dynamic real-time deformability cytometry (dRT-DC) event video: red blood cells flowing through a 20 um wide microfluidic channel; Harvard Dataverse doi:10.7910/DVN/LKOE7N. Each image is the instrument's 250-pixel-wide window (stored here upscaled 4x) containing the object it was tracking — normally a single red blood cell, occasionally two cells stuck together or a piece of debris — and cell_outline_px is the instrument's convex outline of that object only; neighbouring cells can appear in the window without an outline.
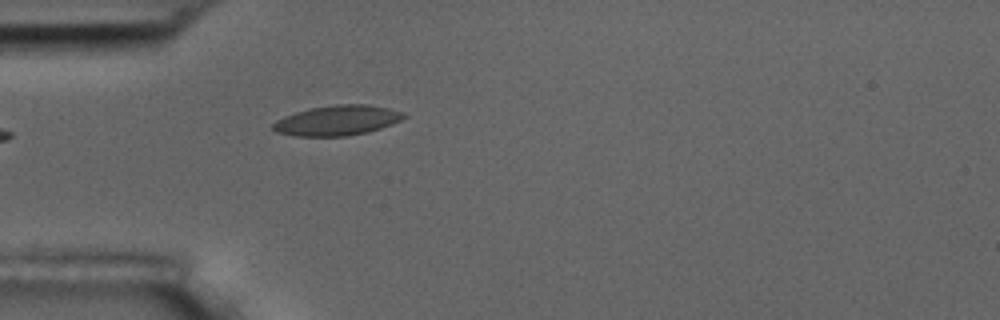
{"species": "common noctule bat (a hibernating species)", "species_latin": "Nyctalus noctula", "temperature_condition": "room temperature", "stored_images_in_passage": 3, "camera_frame_rate_fps": 3000, "um_per_image_px": 0.085, "animal": {"sex": "male", "body_mass_g": 17.5, "forearm_length_mm": 52.3}, "frame": {"image": 1, "passage_image": 3, "time_ms": 2.667, "image_size_px": [1000, 320], "cell_outline_px": [[408, 116], [392, 124], [368, 132], [344, 136], [292, 136], [276, 132], [272, 128], [272, 124], [276, 120], [284, 116], [296, 112], [312, 108], [336, 104], [368, 104], [388, 108], [404, 112]], "centroid_in_image_um": [28.66, 10.23], "position_along_channel_um": 56.3, "area_um2": 22.95}}